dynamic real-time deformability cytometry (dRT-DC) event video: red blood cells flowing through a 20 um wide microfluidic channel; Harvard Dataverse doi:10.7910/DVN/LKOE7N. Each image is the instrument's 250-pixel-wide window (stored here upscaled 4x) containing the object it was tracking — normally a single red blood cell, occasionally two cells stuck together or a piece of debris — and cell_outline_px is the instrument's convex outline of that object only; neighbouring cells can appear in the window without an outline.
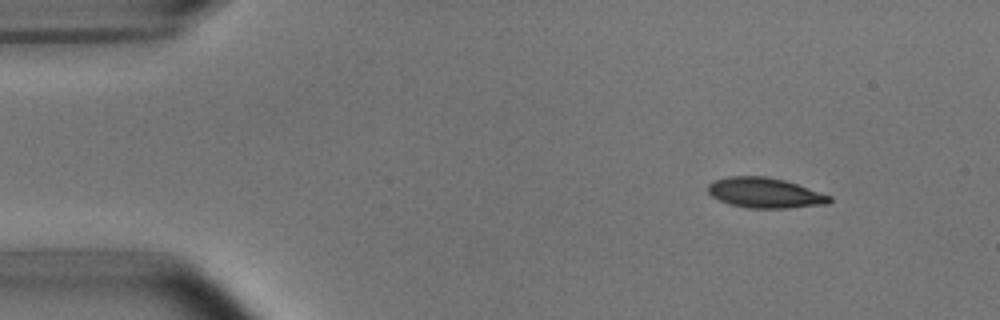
{"species": "common noctule bat (a hibernating species)", "species_latin": "Nyctalus noctula", "temperature_condition": "room temperature", "stored_images_in_passage": 4, "camera_frame_rate_fps": 3000, "um_per_image_px": 0.085, "animal": {"sex": "male", "body_mass_g": 15.6}, "frame": {"image": 1, "passage_image": 1, "time_ms": 0.0, "image_size_px": [1000, 320], "cell_outline_px": [[832, 200], [828, 204], [788, 208], [748, 208], [732, 204], [720, 200], [712, 196], [708, 192], [708, 184], [712, 180], [728, 176], [764, 176], [784, 180], [832, 196]], "centroid_in_image_um": [65.01, 16.39], "position_along_channel_um": 20.0, "area_um2": 21.33}}